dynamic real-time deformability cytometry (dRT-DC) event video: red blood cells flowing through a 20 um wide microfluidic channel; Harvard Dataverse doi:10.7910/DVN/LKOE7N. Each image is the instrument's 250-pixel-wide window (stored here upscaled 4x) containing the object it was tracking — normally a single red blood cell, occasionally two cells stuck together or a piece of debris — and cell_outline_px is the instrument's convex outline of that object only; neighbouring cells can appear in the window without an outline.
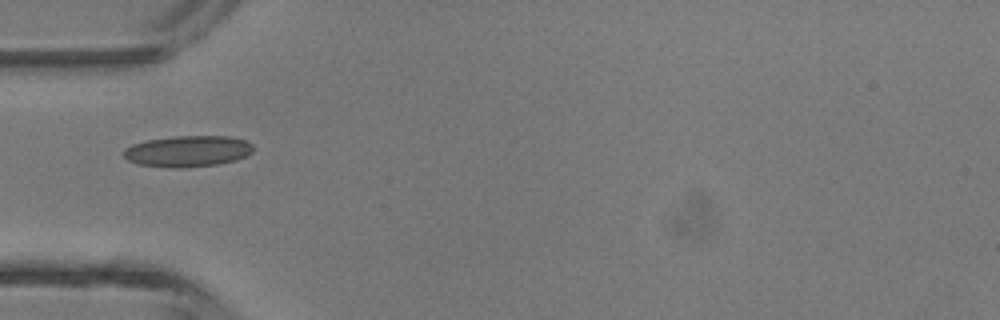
{"species": "common noctule bat (a hibernating species)", "species_latin": "Nyctalus noctula", "temperature_condition": "room temperature", "stored_images_in_passage": 1, "camera_frame_rate_fps": 3000, "um_per_image_px": 0.085, "animal": {"sex": "male", "body_mass_g": 13.3}, "frame": {"image": 1, "passage_image": 1, "time_ms": 0.0, "image_size_px": [1000, 320], "cell_outline_px": [[252, 152], [236, 160], [216, 164], [184, 168], [172, 168], [140, 164], [128, 160], [124, 156], [124, 148], [132, 144], [148, 140], [176, 136], [228, 136], [244, 140], [252, 144]], "centroid_in_image_um": [15.95, 12.85], "position_along_channel_um": 69.1, "area_um2": 23.35}}